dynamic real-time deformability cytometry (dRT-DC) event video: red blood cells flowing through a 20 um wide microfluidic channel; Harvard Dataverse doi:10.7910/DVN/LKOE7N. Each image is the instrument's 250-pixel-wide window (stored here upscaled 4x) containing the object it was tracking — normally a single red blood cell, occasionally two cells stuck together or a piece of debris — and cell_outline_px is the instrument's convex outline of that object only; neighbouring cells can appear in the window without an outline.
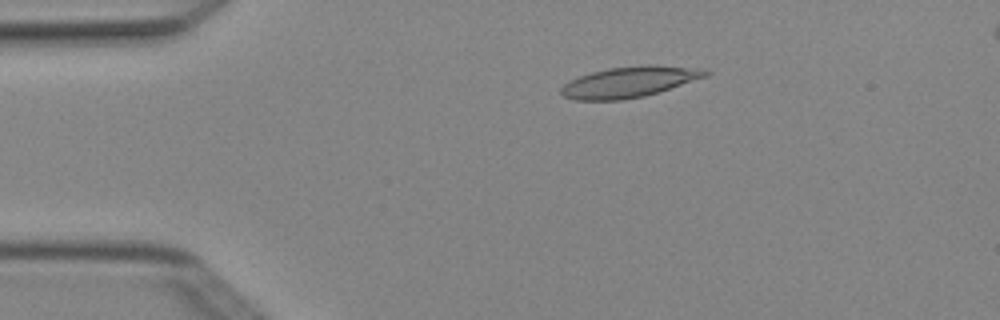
{"species": "Egyptian fruit bat (a non-hibernating species)", "species_latin": "Rousettus aegyptiacus", "temperature_condition": "cold", "stored_images_in_passage": 5, "camera_frame_rate_fps": 3000, "um_per_image_px": 0.085, "animal": {"sex": "female"}, "frame": {"image": 1, "passage_image": 3, "time_ms": 0.667, "image_size_px": [1000, 320], "cell_outline_px": [[712, 72], [708, 76], [644, 96], [624, 100], [576, 100], [564, 96], [560, 92], [560, 88], [564, 84], [580, 76], [592, 72], [608, 68], [648, 64], [652, 64], [704, 68]], "centroid_in_image_um": [53.54, 6.95], "position_along_channel_um": 31.5, "area_um2": 25.95}}